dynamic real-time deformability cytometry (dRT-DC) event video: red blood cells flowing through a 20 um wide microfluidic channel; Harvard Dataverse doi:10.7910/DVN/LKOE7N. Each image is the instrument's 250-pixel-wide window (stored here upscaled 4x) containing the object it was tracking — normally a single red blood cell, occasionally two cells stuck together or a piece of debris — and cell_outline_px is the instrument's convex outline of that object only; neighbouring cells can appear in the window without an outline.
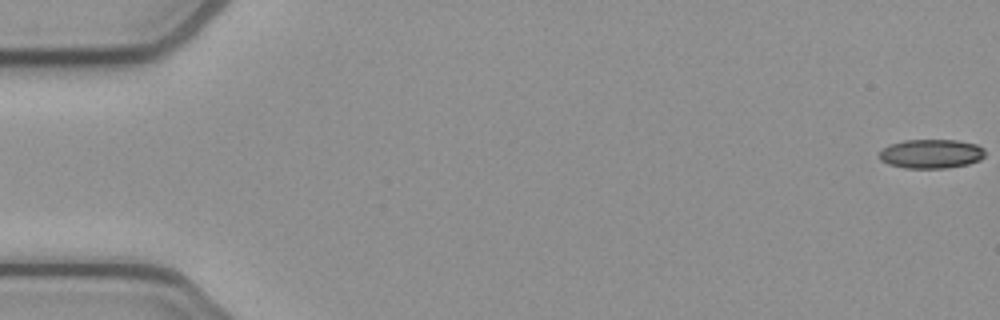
{"species": "common noctule bat (a hibernating species)", "species_latin": "Nyctalus noctula", "temperature_condition": "cold", "stored_images_in_passage": 54, "camera_frame_rate_fps": 3000, "um_per_image_px": 0.085, "animal": {"sex": "female", "body_mass_g": 21.9}, "frame": {"image": 1, "passage_image": 1, "time_ms": 0.0, "image_size_px": [1000, 320], "cell_outline_px": [[984, 156], [980, 160], [968, 164], [948, 168], [904, 168], [888, 164], [880, 160], [880, 152], [888, 144], [904, 140], [956, 140], [976, 144], [984, 148]], "centroid_in_image_um": [79.15, 13.07], "position_along_channel_um": 5.9, "area_um2": 18.03}}
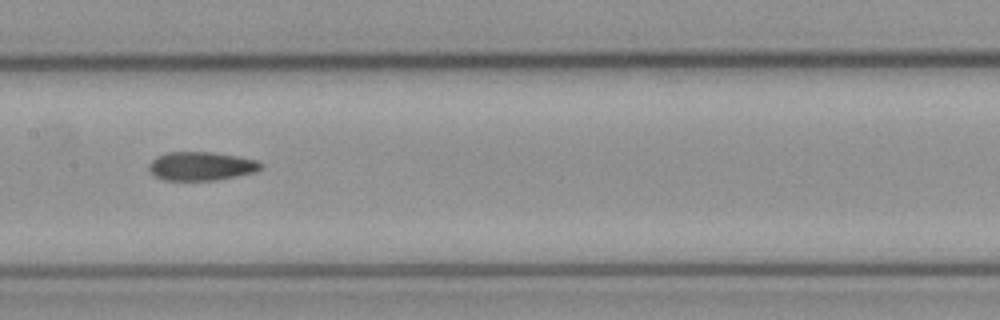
{"frame": {"image": 2, "passage_image": 27, "time_ms": 8.667, "image_size_px": [1000, 320], "cell_outline_px": [[260, 168], [256, 172], [216, 180], [164, 180], [156, 176], [148, 168], [148, 164], [156, 156], [168, 152], [212, 152], [240, 156], [256, 160], [260, 164]], "centroid_in_image_um": [17.08, 14.11], "position_along_channel_um": 190.3, "area_um2": 18.61}}
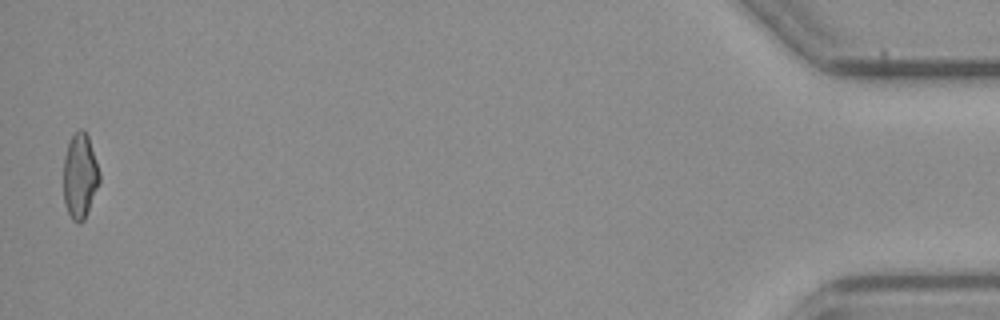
{"frame": {"image": 3, "passage_image": 53, "time_ms": 17.333, "image_size_px": [1000, 320], "cell_outline_px": [[100, 180], [84, 220], [80, 224], [72, 220], [68, 212], [64, 200], [64, 156], [68, 144], [72, 136], [80, 128], [88, 136], [100, 172]], "centroid_in_image_um": [6.79, 14.97], "position_along_channel_um": 428.4, "area_um2": 17.57}, "authors_computed_cell_mechanics": {"area_um2": 18.785, "velocity_mm_per_s": 3.892, "shape_relaxation_time_tau1_ms": null, "shape_relaxation_time_tau2_ms": 4.9016, "deformation_change_tau1": null, "deformation_change_tau2": 0.1275}}